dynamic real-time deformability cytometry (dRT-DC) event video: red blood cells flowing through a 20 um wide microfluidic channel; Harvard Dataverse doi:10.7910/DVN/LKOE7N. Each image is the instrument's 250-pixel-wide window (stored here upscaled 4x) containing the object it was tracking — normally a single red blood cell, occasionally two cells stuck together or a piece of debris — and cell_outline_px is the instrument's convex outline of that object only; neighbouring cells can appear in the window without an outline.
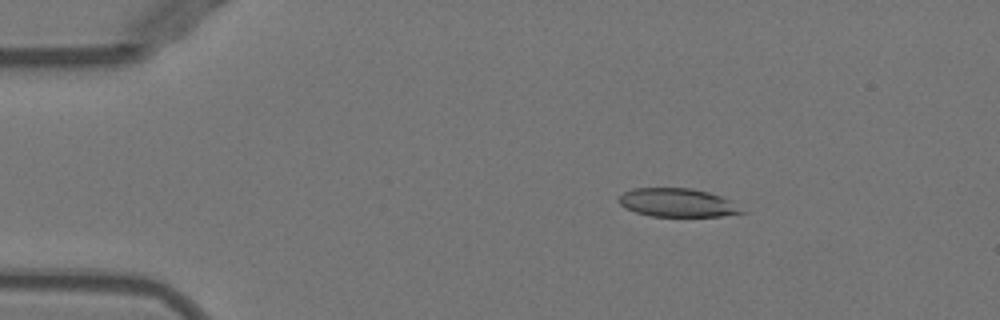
{"species": "Egyptian fruit bat (a non-hibernating species)", "species_latin": "Rousettus aegyptiacus", "temperature_condition": "warm", "stored_images_in_passage": 50, "camera_frame_rate_fps": 3000, "um_per_image_px": 0.085, "animal": {"sex": "female"}, "frame": {"image": 1, "passage_image": 8, "time_ms": 2.333, "image_size_px": [1000, 320], "cell_outline_px": [[748, 212], [720, 216], [652, 216], [636, 212], [624, 208], [616, 200], [624, 192], [632, 188], [692, 188], [708, 192], [720, 196], [728, 200]], "centroid_in_image_um": [57.54, 17.22], "position_along_channel_um": 27.5, "area_um2": 20.35}}
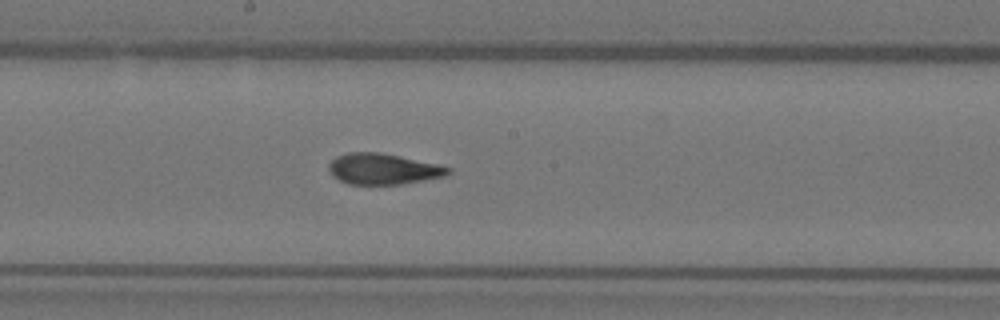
{"frame": {"image": 2, "passage_image": 27, "time_ms": 8.667, "image_size_px": [1000, 320], "cell_outline_px": [[452, 172], [444, 176], [424, 180], [400, 184], [348, 184], [332, 176], [328, 168], [328, 164], [336, 156], [348, 152], [380, 152], [400, 156], [436, 164], [452, 168]], "centroid_in_image_um": [32.54, 14.35], "position_along_channel_um": 215.7, "area_um2": 21.44}}
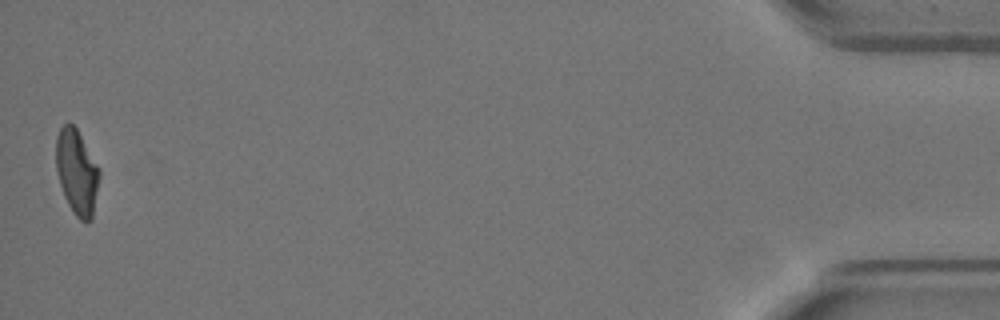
{"frame": {"image": 3, "passage_image": 50, "time_ms": 16.333, "image_size_px": [1000, 320], "cell_outline_px": [[100, 176], [92, 220], [80, 220], [76, 216], [68, 204], [64, 196], [60, 184], [56, 168], [56, 136], [60, 128], [64, 124], [72, 124], [76, 128], [100, 168]], "centroid_in_image_um": [6.54, 14.62], "position_along_channel_um": 428.7, "area_um2": 21.39}, "authors_computed_cell_mechanics": {"area_um2": 21.9351, "velocity_mm_per_s": 3.9843, "shape_relaxation_time_tau1_ms": 9.652, "shape_relaxation_time_tau2_ms": 1.5156, "deformation_change_tau1": 0.2817, "deformation_change_tau2": 0.0841}}